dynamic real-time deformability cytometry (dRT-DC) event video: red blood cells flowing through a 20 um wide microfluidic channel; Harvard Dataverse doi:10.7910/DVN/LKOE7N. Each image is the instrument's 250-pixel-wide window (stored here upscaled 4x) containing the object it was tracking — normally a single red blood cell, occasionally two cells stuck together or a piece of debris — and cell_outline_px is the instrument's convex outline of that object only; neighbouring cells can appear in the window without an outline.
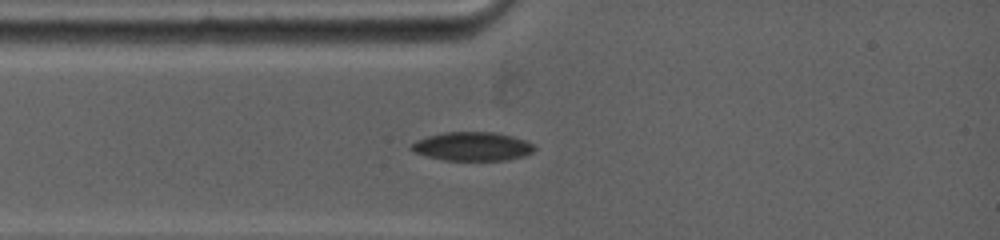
{"species": "common noctule bat (a hibernating species)", "species_latin": "Nyctalus noctula", "temperature_condition": "warm", "stored_images_in_passage": 6, "camera_frame_rate_fps": 5000, "um_per_image_px": 0.085, "animal": {"sex": "female", "body_mass_g": 19.0, "forearm_length_mm": 53.3}, "frame": {"image": 1, "passage_image": 2, "time_ms": 0.8, "image_size_px": [1000, 240], "cell_outline_px": [[536, 148], [532, 152], [524, 156], [504, 160], [444, 160], [412, 152], [408, 148], [416, 140], [428, 136], [444, 132], [492, 132], [512, 136], [524, 140], [532, 144]], "centroid_in_image_um": [40.11, 12.44], "position_along_channel_um": 44.9, "area_um2": 20.52}}
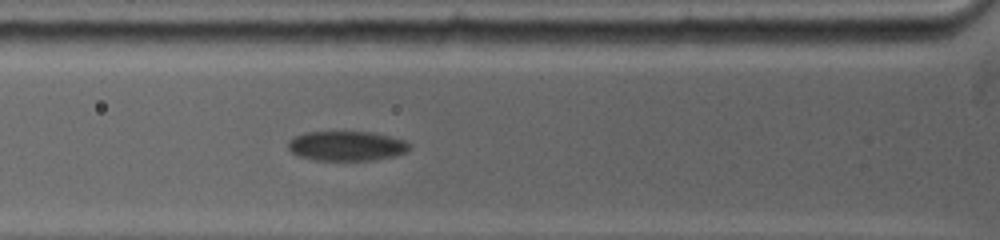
{"frame": {"image": 2, "passage_image": 4, "time_ms": 2.2, "image_size_px": [1000, 240], "cell_outline_px": [[408, 152], [396, 156], [372, 160], [316, 160], [296, 156], [288, 148], [288, 144], [296, 136], [308, 132], [368, 132], [388, 136], [404, 140], [408, 144]], "centroid_in_image_um": [29.46, 12.42], "position_along_channel_um": 96.3, "area_um2": 20.75}}
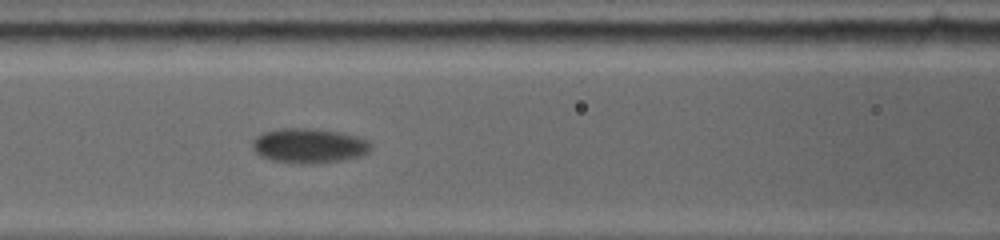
{"frame": {"image": 3, "passage_image": 6, "time_ms": 3.4, "image_size_px": [1000, 240], "cell_outline_px": [[372, 148], [368, 152], [360, 156], [344, 160], [312, 164], [300, 164], [272, 160], [260, 156], [252, 148], [252, 140], [260, 132], [284, 128], [308, 128], [336, 132], [356, 136], [368, 140]], "centroid_in_image_um": [26.23, 12.39], "position_along_channel_um": 140.4, "area_um2": 24.04}}